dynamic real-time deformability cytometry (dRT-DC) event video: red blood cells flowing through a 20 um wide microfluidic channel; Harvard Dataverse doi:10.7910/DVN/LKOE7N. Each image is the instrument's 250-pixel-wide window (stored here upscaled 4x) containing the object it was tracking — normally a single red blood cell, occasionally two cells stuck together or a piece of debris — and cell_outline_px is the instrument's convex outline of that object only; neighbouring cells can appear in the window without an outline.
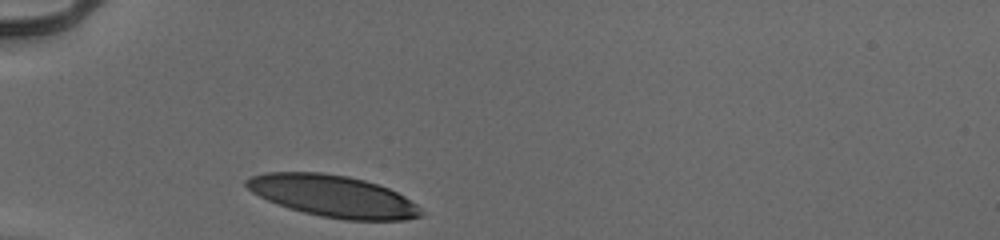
{"species": "human", "species_latin": "Homo sapiens", "temperature_condition": "cold", "stored_images_in_passage": 28, "camera_frame_rate_fps": 3000, "um_per_image_px": 0.085, "donor": {"sex": "male"}, "frame": {"image": 1, "passage_image": 1, "time_ms": 0.0, "image_size_px": [1000, 240], "cell_outline_px": [[424, 216], [404, 220], [344, 220], [320, 216], [288, 208], [276, 204], [252, 192], [244, 184], [244, 180], [252, 176], [268, 172], [320, 172], [348, 176], [364, 180], [388, 188], [404, 196], [416, 204], [424, 212]], "centroid_in_image_um": [28.32, 16.67], "position_along_channel_um": 56.7, "area_um2": 42.48}}
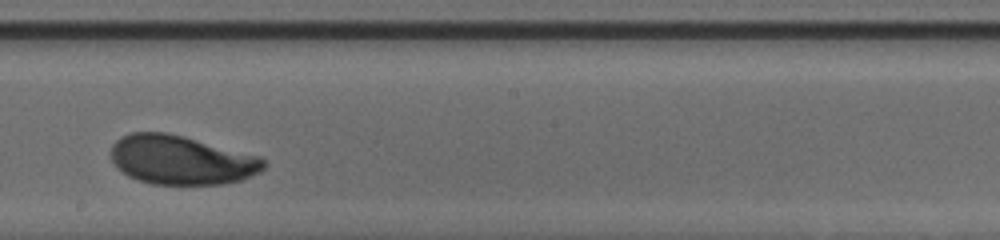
{"frame": {"image": 2, "passage_image": 16, "time_ms": 5.0, "image_size_px": [1000, 240], "cell_outline_px": [[264, 168], [260, 172], [240, 180], [224, 184], [152, 184], [128, 176], [120, 172], [116, 168], [112, 160], [112, 144], [120, 136], [132, 132], [164, 132], [184, 136], [260, 156], [264, 160]], "centroid_in_image_um": [15.38, 13.59], "position_along_channel_um": 232.8, "area_um2": 43.7}}
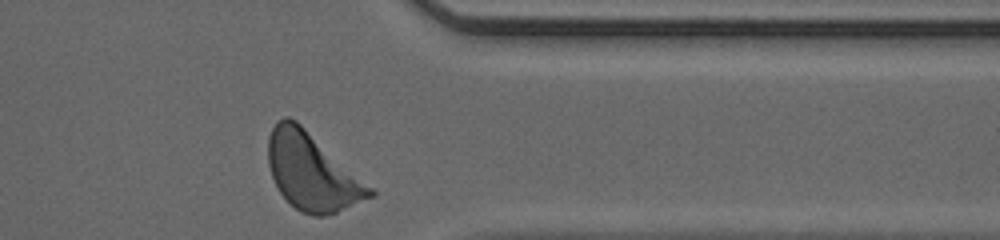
{"frame": {"image": 3, "passage_image": 28, "time_ms": 9.0, "image_size_px": [1000, 240], "cell_outline_px": [[376, 196], [336, 212], [324, 216], [312, 216], [300, 212], [280, 192], [272, 176], [268, 164], [268, 136], [272, 128], [284, 116], [288, 116], [296, 120], [372, 188], [376, 192]], "centroid_in_image_um": [26.51, 14.62], "position_along_channel_um": 384.9, "area_um2": 44.91}, "authors_computed_cell_mechanics": {"area_um2": 43.6101, "velocity_mm_per_s": 3.8992, "shape_relaxation_time_tau1_ms": 2.1054, "shape_relaxation_time_tau2_ms": 1.3673, "deformation_change_tau1": 0.1556, "deformation_change_tau2": 0.0694}}